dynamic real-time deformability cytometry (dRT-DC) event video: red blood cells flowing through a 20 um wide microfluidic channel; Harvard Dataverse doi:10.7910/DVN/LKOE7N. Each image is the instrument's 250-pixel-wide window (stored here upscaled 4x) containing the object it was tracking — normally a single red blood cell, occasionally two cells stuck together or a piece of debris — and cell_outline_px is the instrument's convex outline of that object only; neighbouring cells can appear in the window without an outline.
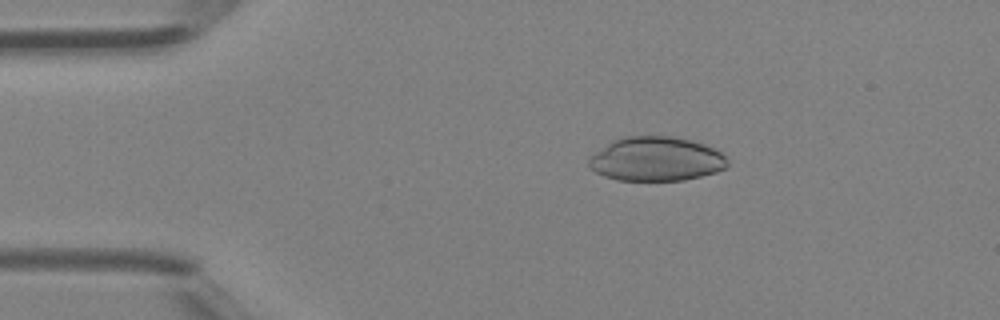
{"species": "Egyptian fruit bat (a non-hibernating species)", "species_latin": "Rousettus aegyptiacus", "temperature_condition": "room temperature", "stored_images_in_passage": 47, "camera_frame_rate_fps": 3000, "um_per_image_px": 0.085, "animal": {"sex": "female"}, "frame": {"image": 1, "passage_image": 9, "time_ms": 2.667, "image_size_px": [1000, 320], "cell_outline_px": [[728, 168], [716, 172], [684, 180], [616, 180], [604, 176], [596, 172], [588, 164], [588, 156], [612, 140], [628, 136], [672, 136], [704, 144], [724, 152], [728, 160]], "centroid_in_image_um": [55.79, 13.51], "position_along_channel_um": 29.2, "area_um2": 35.95}}
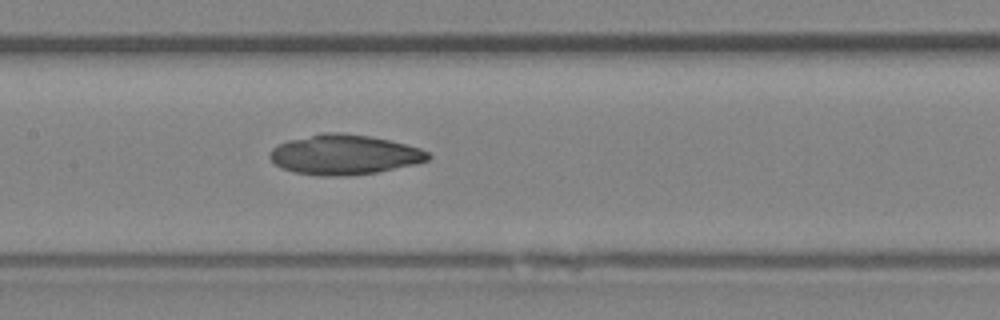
{"frame": {"image": 2, "passage_image": 23, "time_ms": 7.333, "image_size_px": [1000, 320], "cell_outline_px": [[432, 156], [428, 160], [416, 164], [376, 172], [348, 176], [320, 176], [296, 172], [280, 168], [268, 156], [272, 148], [276, 144], [288, 140], [320, 132], [344, 132], [368, 136], [388, 140], [420, 148], [428, 152]], "centroid_in_image_um": [29.23, 13.14], "position_along_channel_um": 178.2, "area_um2": 36.99}}
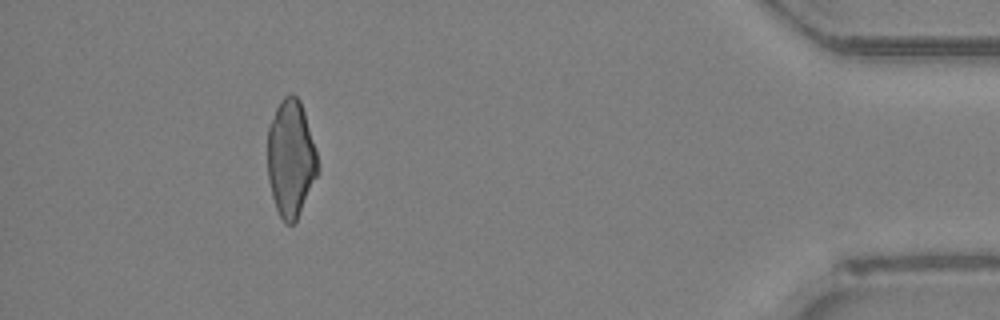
{"frame": {"image": 3, "passage_image": 43, "time_ms": 14.0, "image_size_px": [1000, 320], "cell_outline_px": [[320, 172], [296, 220], [292, 224], [284, 224], [276, 208], [272, 196], [268, 180], [268, 128], [276, 108], [280, 100], [284, 96], [292, 92], [300, 100], [304, 112], [316, 152], [320, 168]], "centroid_in_image_um": [24.72, 13.48], "position_along_channel_um": 410.5, "area_um2": 34.33}}